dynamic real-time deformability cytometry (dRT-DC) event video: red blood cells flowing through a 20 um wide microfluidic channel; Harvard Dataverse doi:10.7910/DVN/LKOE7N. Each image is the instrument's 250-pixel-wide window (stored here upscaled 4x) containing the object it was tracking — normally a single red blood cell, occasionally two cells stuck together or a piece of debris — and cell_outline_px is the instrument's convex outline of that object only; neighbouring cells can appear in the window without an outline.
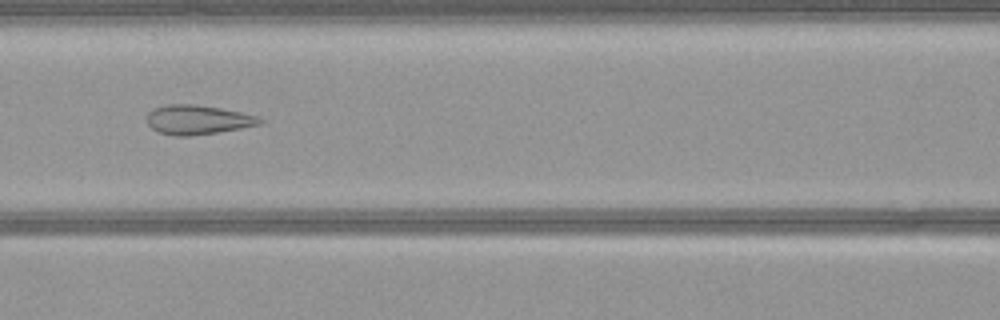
{"species": "common noctule bat (a hibernating species)", "species_latin": "Nyctalus noctula", "temperature_condition": "warm", "stored_images_in_passage": 52, "camera_frame_rate_fps": 3000, "um_per_image_px": 0.085, "animal": {"sex": "female", "body_mass_g": 21.9}, "frame": {"image": 1, "passage_image": 22, "time_ms": 7.0, "image_size_px": [1000, 320], "cell_outline_px": [[264, 120], [260, 124], [240, 128], [216, 132], [188, 136], [176, 136], [160, 132], [152, 128], [148, 124], [148, 112], [156, 108], [168, 104], [196, 104], [220, 108], [240, 112], [256, 116]], "centroid_in_image_um": [16.8, 10.17], "position_along_channel_um": 149.8, "area_um2": 18.96}}
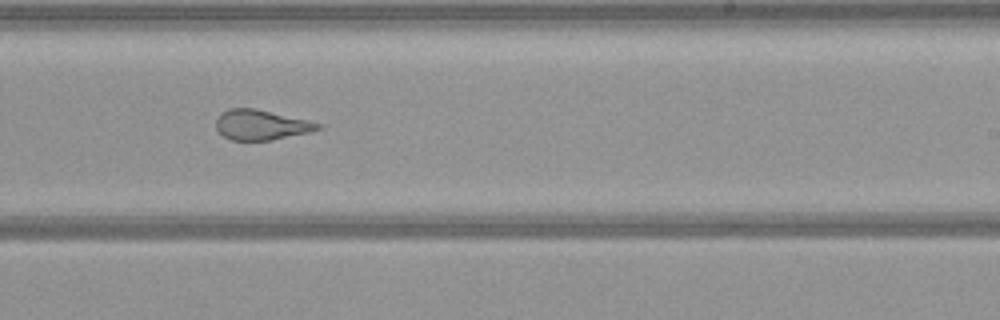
{"frame": {"image": 2, "passage_image": 31, "time_ms": 10.0, "image_size_px": [1000, 320], "cell_outline_px": [[324, 128], [308, 132], [272, 140], [232, 140], [224, 136], [216, 128], [216, 120], [220, 112], [228, 108], [256, 108], [308, 120], [324, 124]], "centroid_in_image_um": [22.21, 10.6], "position_along_channel_um": 266.8, "area_um2": 17.98}}
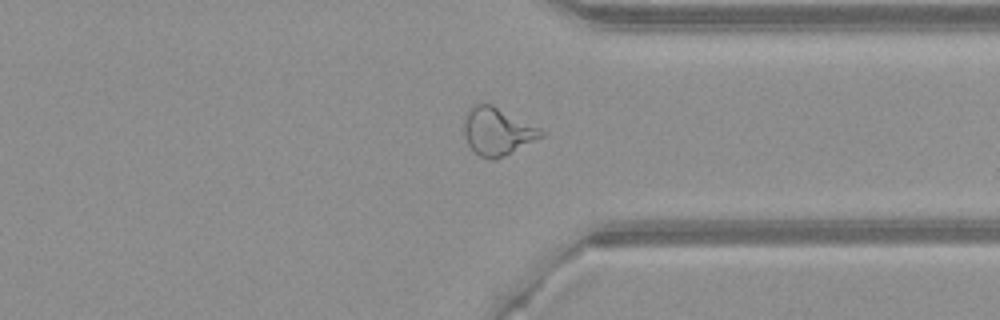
{"frame": {"image": 3, "passage_image": 39, "time_ms": 12.667, "image_size_px": [1000, 320], "cell_outline_px": [[544, 136], [496, 160], [492, 160], [480, 156], [468, 144], [464, 136], [464, 112], [472, 104], [492, 104], [540, 128], [544, 132]], "centroid_in_image_um": [42.24, 11.15], "position_along_channel_um": 369.2, "area_um2": 21.44}}